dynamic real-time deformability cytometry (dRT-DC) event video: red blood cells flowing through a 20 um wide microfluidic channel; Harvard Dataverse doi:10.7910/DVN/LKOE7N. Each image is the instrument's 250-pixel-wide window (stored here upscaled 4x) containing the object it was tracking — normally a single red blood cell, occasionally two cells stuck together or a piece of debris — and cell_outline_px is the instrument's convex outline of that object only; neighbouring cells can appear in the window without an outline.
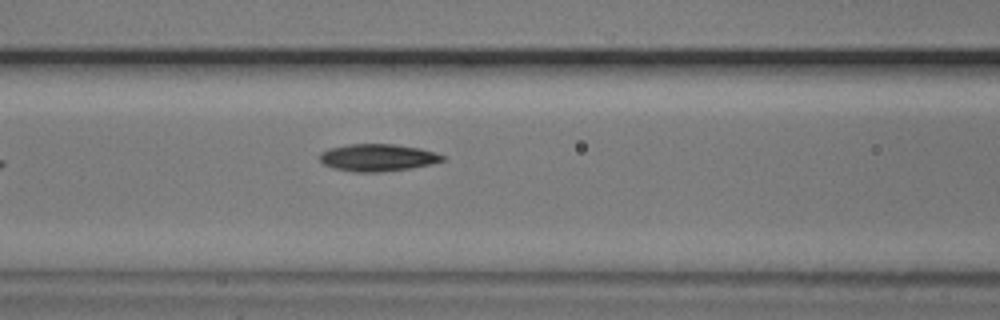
{"species": "common noctule bat (a hibernating species)", "species_latin": "Nyctalus noctula", "temperature_condition": "cold", "stored_images_in_passage": 5, "camera_frame_rate_fps": 3000, "um_per_image_px": 0.085, "animal": {"sex": "male", "body_mass_g": 20.5, "forearm_length_mm": 52.5}, "frame": {"image": 1, "passage_image": 5, "time_ms": 1.333, "image_size_px": [1000, 320], "cell_outline_px": [[448, 160], [432, 164], [412, 168], [376, 172], [356, 172], [332, 168], [324, 164], [320, 160], [320, 152], [328, 148], [348, 144], [396, 144], [420, 148], [448, 156]], "centroid_in_image_um": [32.15, 13.39], "position_along_channel_um": 134.5, "area_um2": 19.77}}